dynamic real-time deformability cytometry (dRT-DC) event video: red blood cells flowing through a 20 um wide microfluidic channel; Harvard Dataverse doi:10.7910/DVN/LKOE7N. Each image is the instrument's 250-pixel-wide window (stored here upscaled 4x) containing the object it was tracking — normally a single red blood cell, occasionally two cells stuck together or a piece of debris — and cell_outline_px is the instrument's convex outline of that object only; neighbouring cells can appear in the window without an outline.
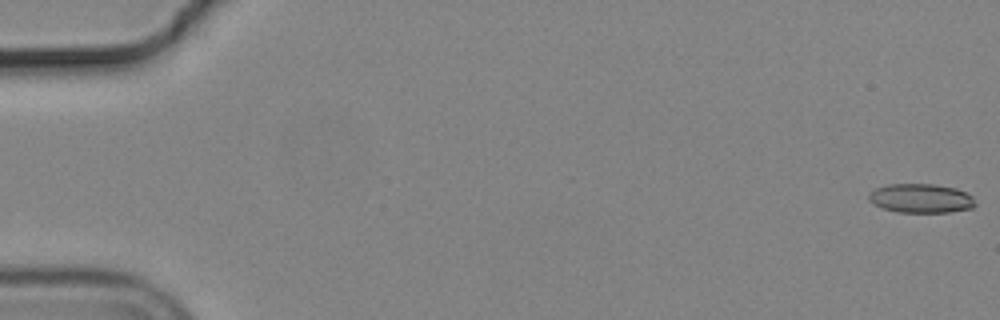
{"species": "common noctule bat (a hibernating species)", "species_latin": "Nyctalus noctula", "temperature_condition": "cold", "stored_images_in_passage": 20, "camera_frame_rate_fps": 3000, "um_per_image_px": 0.085, "animal": {"sex": "male", "body_mass_g": 19.2, "forearm_length_mm": 51.8}, "frame": {"image": 1, "passage_image": 1, "time_ms": 0.0, "image_size_px": [1000, 320], "cell_outline_px": [[976, 204], [972, 208], [948, 212], [896, 212], [872, 204], [868, 200], [868, 192], [876, 188], [888, 184], [936, 184], [956, 188], [972, 196]], "centroid_in_image_um": [78.24, 16.85], "position_along_channel_um": 6.8, "area_um2": 18.15}}
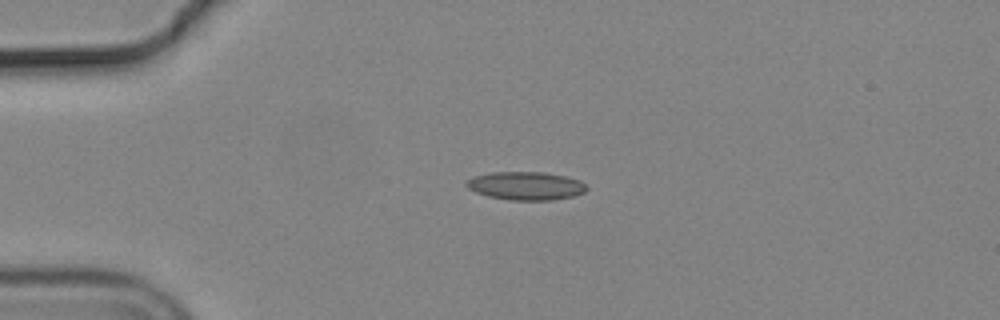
{"frame": {"image": 2, "passage_image": 14, "time_ms": 4.333, "image_size_px": [1000, 320], "cell_outline_px": [[588, 188], [584, 192], [572, 196], [552, 200], [508, 200], [488, 196], [476, 192], [468, 188], [464, 184], [472, 176], [492, 172], [544, 172], [564, 176], [580, 180]], "centroid_in_image_um": [44.67, 15.79], "position_along_channel_um": 40.3, "area_um2": 19.77}}